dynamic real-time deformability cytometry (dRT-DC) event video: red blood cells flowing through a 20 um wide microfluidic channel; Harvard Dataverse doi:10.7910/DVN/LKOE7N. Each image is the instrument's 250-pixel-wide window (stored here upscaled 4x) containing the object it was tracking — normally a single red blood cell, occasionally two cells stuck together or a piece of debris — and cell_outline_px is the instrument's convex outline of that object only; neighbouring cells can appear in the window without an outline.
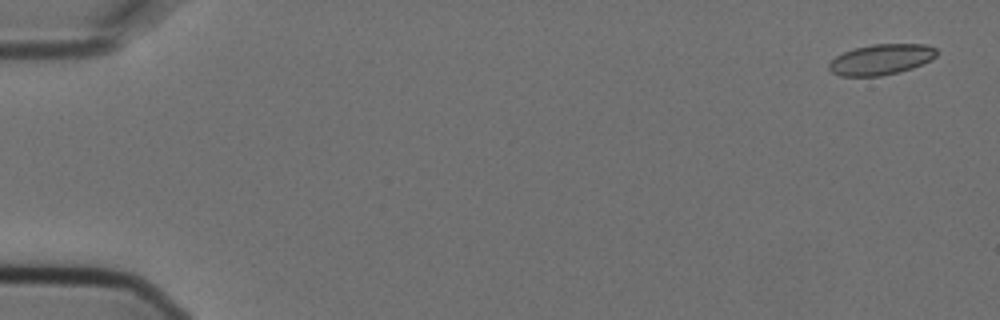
{"species": "Egyptian fruit bat (a non-hibernating species)", "species_latin": "Rousettus aegyptiacus", "temperature_condition": "cold", "stored_images_in_passage": 6, "camera_frame_rate_fps": 3000, "um_per_image_px": 0.085, "animal": {"sex": "female"}, "frame": {"image": 1, "passage_image": 1, "time_ms": 0.0, "image_size_px": [1000, 320], "cell_outline_px": [[936, 56], [932, 60], [912, 68], [880, 76], [840, 76], [832, 72], [828, 68], [828, 64], [836, 56], [844, 52], [856, 48], [872, 44], [924, 44], [936, 48]], "centroid_in_image_um": [74.89, 5.05], "position_along_channel_um": 10.1, "area_um2": 19.07}}
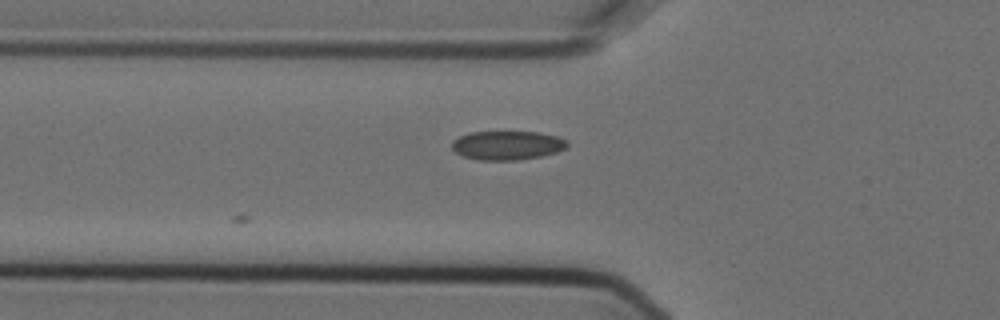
{"frame": {"image": 2, "passage_image": 6, "time_ms": 1.667, "image_size_px": [1000, 320], "cell_outline_px": [[568, 144], [564, 148], [556, 152], [544, 156], [516, 160], [476, 160], [464, 156], [456, 152], [452, 148], [452, 140], [460, 136], [472, 132], [540, 132], [556, 136], [568, 140]], "centroid_in_image_um": [43.12, 12.35], "position_along_channel_um": 82.7, "area_um2": 19.48}}